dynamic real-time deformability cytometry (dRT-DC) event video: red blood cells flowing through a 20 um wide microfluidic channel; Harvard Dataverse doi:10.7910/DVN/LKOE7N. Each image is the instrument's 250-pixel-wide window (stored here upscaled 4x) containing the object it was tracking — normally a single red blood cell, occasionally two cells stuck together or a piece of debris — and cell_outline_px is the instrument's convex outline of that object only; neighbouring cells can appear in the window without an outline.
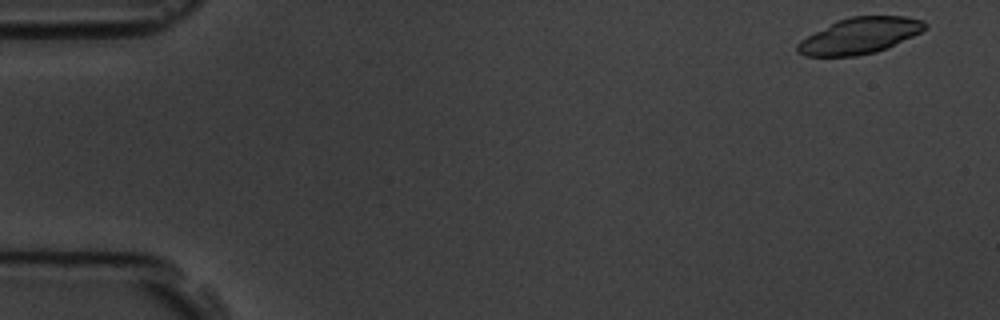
{"species": "common noctule bat (a hibernating species)", "species_latin": "Nyctalus noctula", "temperature_condition": "room temperature", "stored_images_in_passage": 57, "camera_frame_rate_fps": 3000, "um_per_image_px": 0.085, "animal": {"sex": "male", "body_mass_g": 19.5, "forearm_length_mm": 54.6}, "frame": {"image": 1, "passage_image": 2, "time_ms": 0.333, "image_size_px": [1000, 320], "cell_outline_px": [[928, 28], [888, 48], [876, 52], [856, 56], [804, 56], [796, 52], [796, 44], [800, 40], [836, 20], [852, 16], [904, 16], [924, 20], [928, 24]], "centroid_in_image_um": [73.07, 3.04], "position_along_channel_um": 11.9, "area_um2": 26.93}}